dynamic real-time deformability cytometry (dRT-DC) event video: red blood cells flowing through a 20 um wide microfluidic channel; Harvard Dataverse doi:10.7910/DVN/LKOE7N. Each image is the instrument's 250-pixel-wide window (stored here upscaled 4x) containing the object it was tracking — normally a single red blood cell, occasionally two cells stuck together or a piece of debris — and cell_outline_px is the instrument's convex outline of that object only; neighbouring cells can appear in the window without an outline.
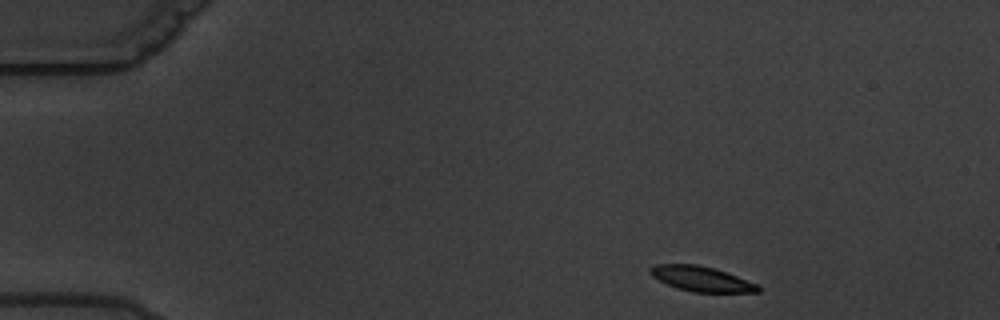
{"species": "common noctule bat (a hibernating species)", "species_latin": "Nyctalus noctula", "temperature_condition": "warm", "stored_images_in_passage": 4, "camera_frame_rate_fps": 3000, "um_per_image_px": 0.085, "animal": {"sex": "male", "body_mass_g": 19.5, "forearm_length_mm": 54.6}, "frame": {"image": 1, "passage_image": 1, "time_ms": 0.0, "image_size_px": [1000, 320], "cell_outline_px": [[760, 292], [692, 292], [676, 288], [652, 276], [648, 272], [648, 268], [656, 264], [696, 264], [712, 268], [760, 284]], "centroid_in_image_um": [59.61, 23.71], "position_along_channel_um": 25.4, "area_um2": 15.66}}